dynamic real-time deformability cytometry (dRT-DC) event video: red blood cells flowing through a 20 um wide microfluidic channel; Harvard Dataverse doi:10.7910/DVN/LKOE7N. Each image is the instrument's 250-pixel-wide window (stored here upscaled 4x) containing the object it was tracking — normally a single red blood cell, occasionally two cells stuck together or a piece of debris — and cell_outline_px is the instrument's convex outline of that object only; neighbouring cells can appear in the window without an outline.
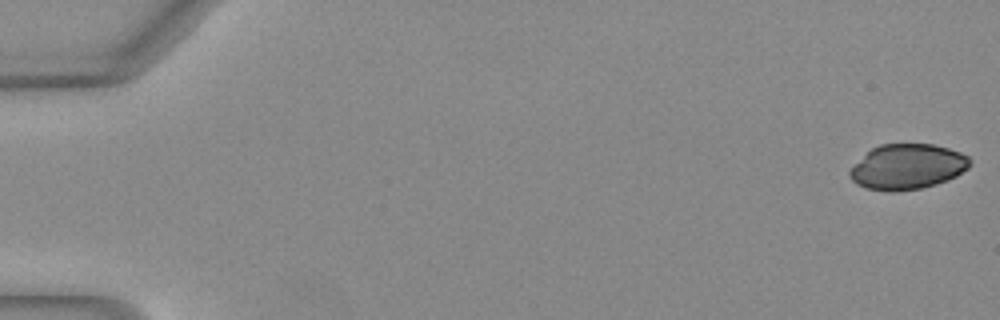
{"species": "Egyptian fruit bat (a non-hibernating species)", "species_latin": "Rousettus aegyptiacus", "temperature_condition": "warm", "stored_images_in_passage": 47, "camera_frame_rate_fps": 3000, "um_per_image_px": 0.085, "animal": {"sex": "female"}, "frame": {"image": 1, "passage_image": 1, "time_ms": 0.0, "image_size_px": [1000, 320], "cell_outline_px": [[972, 164], [968, 168], [956, 176], [948, 180], [936, 184], [920, 188], [868, 188], [856, 184], [848, 176], [848, 172], [872, 148], [880, 144], [932, 144], [948, 148], [960, 152], [968, 156], [972, 160]], "centroid_in_image_um": [77.19, 14.12], "position_along_channel_um": 7.8, "area_um2": 30.81}}
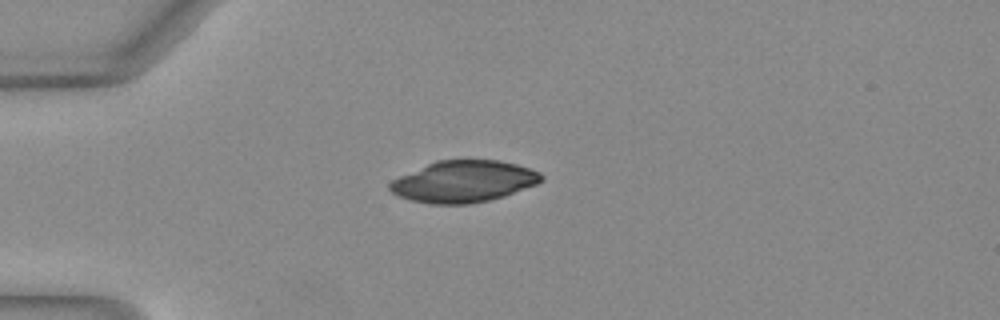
{"frame": {"image": 2, "passage_image": 14, "time_ms": 4.333, "image_size_px": [1000, 320], "cell_outline_px": [[544, 180], [536, 184], [504, 196], [488, 200], [468, 204], [432, 204], [412, 200], [400, 196], [392, 192], [388, 188], [388, 184], [392, 180], [400, 176], [436, 160], [496, 160], [516, 164], [540, 172], [544, 176]], "centroid_in_image_um": [39.41, 15.42], "position_along_channel_um": 45.6, "area_um2": 36.47}}